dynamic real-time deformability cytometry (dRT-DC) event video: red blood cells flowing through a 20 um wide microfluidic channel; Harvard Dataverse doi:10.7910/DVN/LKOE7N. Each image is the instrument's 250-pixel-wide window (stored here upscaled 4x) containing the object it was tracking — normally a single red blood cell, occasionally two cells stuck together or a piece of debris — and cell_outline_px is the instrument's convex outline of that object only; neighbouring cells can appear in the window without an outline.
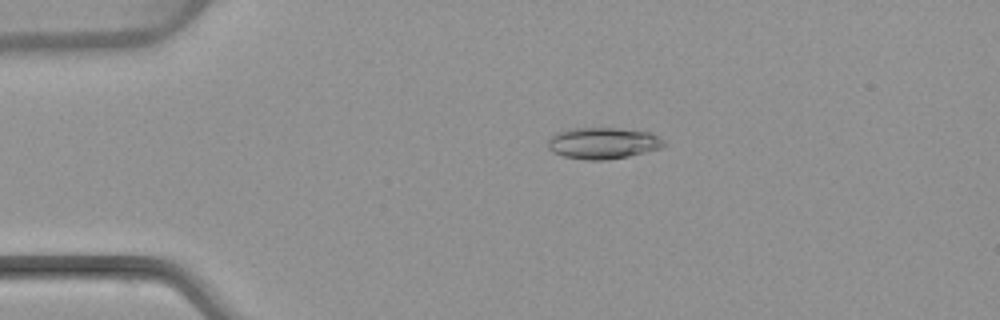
{"species": "common noctule bat (a hibernating species)", "species_latin": "Nyctalus noctula", "temperature_condition": "warm", "stored_images_in_passage": 4, "camera_frame_rate_fps": 3000, "um_per_image_px": 0.085, "animal": {"sex": "female", "body_mass_g": 22.7, "forearm_length_mm": 54.2}, "frame": {"image": 1, "passage_image": 3, "time_ms": 3.333, "image_size_px": [1000, 320], "cell_outline_px": [[668, 144], [660, 148], [628, 156], [604, 160], [584, 160], [564, 156], [552, 152], [548, 148], [548, 140], [556, 132], [572, 128], [620, 128], [648, 132], [660, 136]], "centroid_in_image_um": [51.26, 12.16], "position_along_channel_um": 33.7, "area_um2": 21.33}}